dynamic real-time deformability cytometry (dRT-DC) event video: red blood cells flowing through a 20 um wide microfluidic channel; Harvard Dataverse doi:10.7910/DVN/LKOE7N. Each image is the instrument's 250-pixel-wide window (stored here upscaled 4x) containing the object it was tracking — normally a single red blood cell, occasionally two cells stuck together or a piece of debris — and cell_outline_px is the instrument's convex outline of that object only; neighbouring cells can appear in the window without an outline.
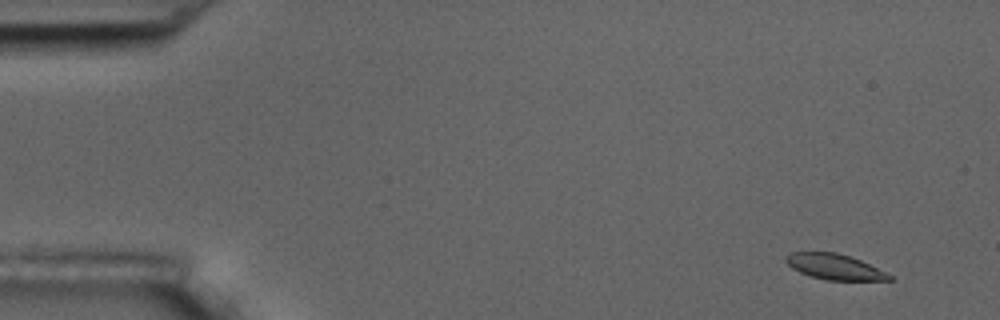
{"species": "common noctule bat (a hibernating species)", "species_latin": "Nyctalus noctula", "temperature_condition": "room temperature", "stored_images_in_passage": 5, "camera_frame_rate_fps": 3000, "um_per_image_px": 0.085, "animal": {"sex": "male", "body_mass_g": 17.5, "forearm_length_mm": 52.3}, "frame": {"image": 1, "passage_image": 2, "time_ms": 1.0, "image_size_px": [1000, 320], "cell_outline_px": [[892, 280], [824, 280], [800, 272], [792, 268], [784, 260], [784, 256], [788, 252], [836, 252], [860, 260], [892, 276]], "centroid_in_image_um": [70.86, 22.67], "position_along_channel_um": 14.1, "area_um2": 15.2}}
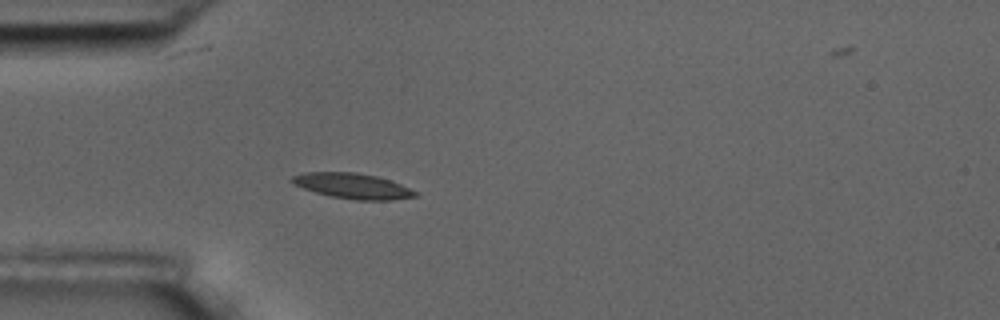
{"frame": {"image": 2, "passage_image": 5, "time_ms": 5.333, "image_size_px": [1000, 320], "cell_outline_px": [[420, 196], [392, 200], [356, 200], [332, 196], [316, 192], [292, 184], [288, 180], [292, 176], [304, 172], [356, 172], [376, 176], [400, 184], [420, 192]], "centroid_in_image_um": [29.99, 15.8], "position_along_channel_um": 55.0, "area_um2": 18.32}}